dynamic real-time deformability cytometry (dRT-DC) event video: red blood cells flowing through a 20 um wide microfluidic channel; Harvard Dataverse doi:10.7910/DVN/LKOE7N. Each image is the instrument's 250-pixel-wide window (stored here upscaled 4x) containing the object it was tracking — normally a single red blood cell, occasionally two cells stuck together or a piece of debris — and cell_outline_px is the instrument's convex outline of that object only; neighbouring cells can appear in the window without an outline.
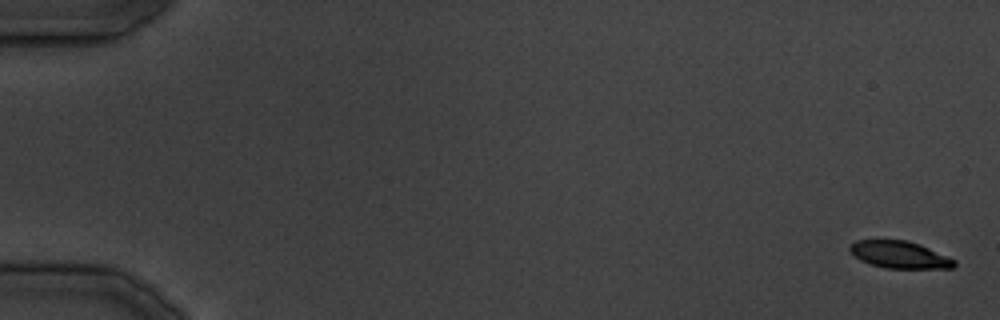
{"species": "common noctule bat (a hibernating species)", "species_latin": "Nyctalus noctula", "temperature_condition": "cold", "stored_images_in_passage": 12, "camera_frame_rate_fps": 3000, "um_per_image_px": 0.085, "animal": {"sex": "male", "body_mass_g": 19.5, "forearm_length_mm": 54.6}, "frame": {"image": 1, "passage_image": 1, "time_ms": 0.0, "image_size_px": [1000, 320], "cell_outline_px": [[956, 264], [952, 268], [884, 268], [860, 260], [848, 248], [856, 240], [908, 240], [920, 244], [956, 260]], "centroid_in_image_um": [76.49, 21.64], "position_along_channel_um": 8.5, "area_um2": 16.36}}
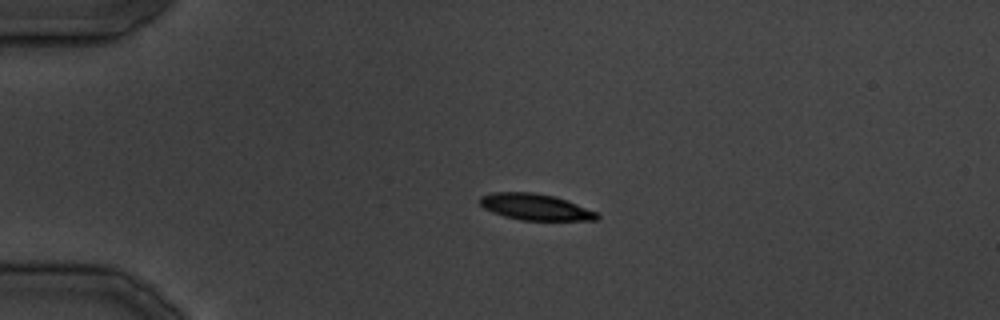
{"frame": {"image": 2, "passage_image": 9, "time_ms": 10.0, "image_size_px": [1000, 320], "cell_outline_px": [[600, 216], [596, 220], [520, 220], [504, 216], [492, 212], [484, 208], [480, 204], [480, 196], [492, 192], [536, 192], [556, 196], [568, 200], [600, 212]], "centroid_in_image_um": [45.55, 17.58], "position_along_channel_um": 39.4, "area_um2": 18.26}}